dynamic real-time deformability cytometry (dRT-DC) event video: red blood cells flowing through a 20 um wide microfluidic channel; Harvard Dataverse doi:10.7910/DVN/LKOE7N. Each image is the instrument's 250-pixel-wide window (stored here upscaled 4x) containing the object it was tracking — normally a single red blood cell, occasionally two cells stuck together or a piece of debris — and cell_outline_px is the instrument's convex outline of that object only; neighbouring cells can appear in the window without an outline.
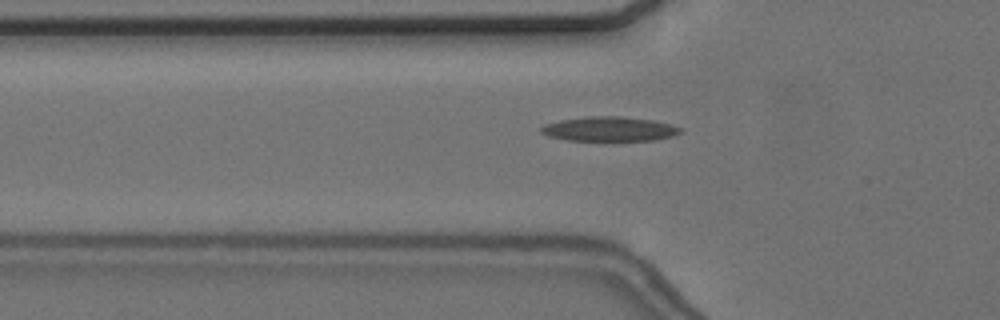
{"species": "common noctule bat (a hibernating species)", "species_latin": "Nyctalus noctula", "temperature_condition": "cold", "stored_images_in_passage": 42, "camera_frame_rate_fps": 3000, "um_per_image_px": 0.085, "animal": {"sex": "female", "body_mass_g": 24.6, "forearm_length_mm": 56.2}, "frame": {"image": 1, "passage_image": 5, "time_ms": 1.333, "image_size_px": [1000, 320], "cell_outline_px": [[684, 132], [672, 136], [652, 140], [568, 140], [548, 136], [540, 132], [540, 128], [544, 124], [560, 120], [588, 116], [620, 116], [652, 120], [672, 124], [684, 128]], "centroid_in_image_um": [51.83, 10.95], "position_along_channel_um": 74.0, "area_um2": 19.94}}
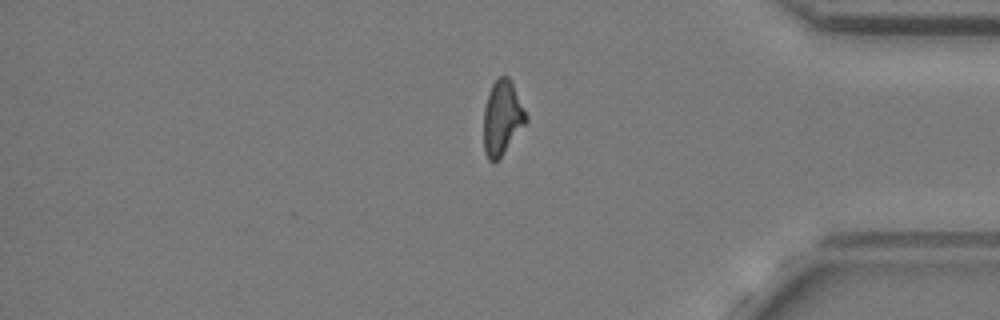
{"frame": {"image": 2, "passage_image": 33, "time_ms": 10.667, "image_size_px": [1000, 320], "cell_outline_px": [[528, 120], [500, 156], [492, 164], [488, 160], [484, 152], [484, 108], [492, 84], [500, 76], [508, 76], [528, 116]], "centroid_in_image_um": [42.67, 10.02], "position_along_channel_um": 392.5, "area_um2": 17.92}}
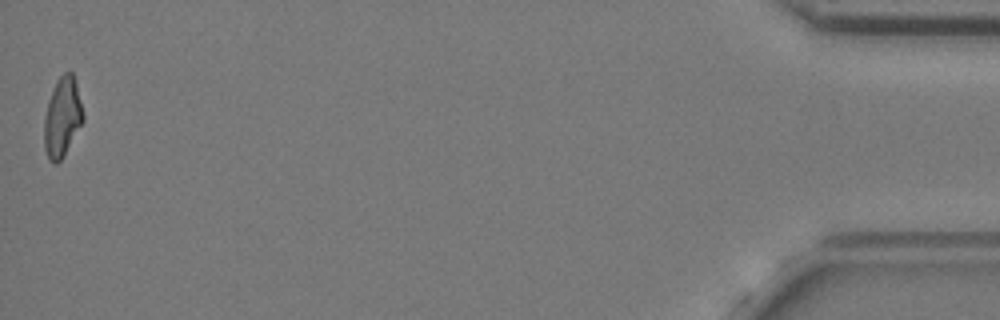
{"frame": {"image": 3, "passage_image": 42, "time_ms": 13.667, "image_size_px": [1000, 320], "cell_outline_px": [[84, 120], [64, 156], [56, 164], [52, 164], [48, 160], [44, 148], [44, 116], [48, 100], [56, 80], [64, 72], [72, 72], [76, 84], [84, 112]], "centroid_in_image_um": [5.29, 9.99], "position_along_channel_um": 429.9, "area_um2": 18.26}, "authors_computed_cell_mechanics": {"area_um2": 18.6694, "velocity_mm_per_s": 3.6484, "shape_relaxation_time_tau1_ms": 11.3172, "shape_relaxation_time_tau2_ms": 4.391, "deformation_change_tau1": 0.2553, "deformation_change_tau2": 0.1173}}